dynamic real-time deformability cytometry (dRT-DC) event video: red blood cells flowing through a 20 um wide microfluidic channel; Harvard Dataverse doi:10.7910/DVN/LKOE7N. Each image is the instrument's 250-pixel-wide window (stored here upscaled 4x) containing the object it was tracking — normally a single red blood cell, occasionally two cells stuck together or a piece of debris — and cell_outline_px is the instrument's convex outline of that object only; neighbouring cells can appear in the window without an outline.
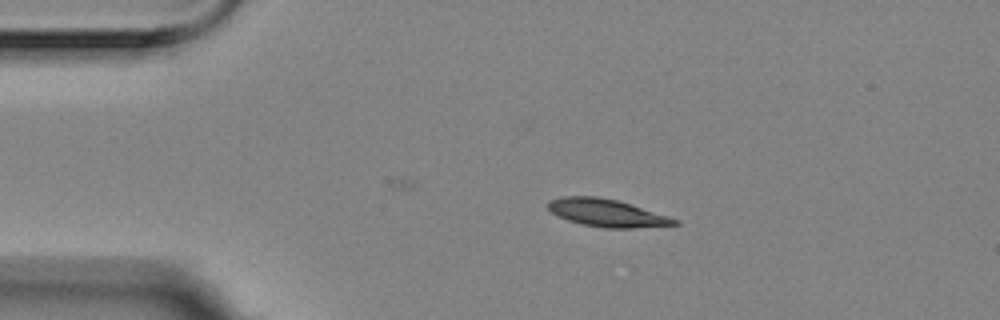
{"species": "Egyptian fruit bat (a non-hibernating species)", "species_latin": "Rousettus aegyptiacus", "temperature_condition": "room temperature", "stored_images_in_passage": 6, "camera_frame_rate_fps": 3000, "um_per_image_px": 0.085, "animal": {"sex": "female"}, "frame": {"image": 1, "passage_image": 1, "time_ms": 0.0, "image_size_px": [1000, 320], "cell_outline_px": [[680, 224], [632, 228], [604, 228], [584, 224], [568, 220], [552, 212], [548, 208], [548, 200], [564, 196], [596, 196], [616, 200], [668, 216], [680, 220]], "centroid_in_image_um": [51.58, 18.1], "position_along_channel_um": 33.4, "area_um2": 20.0}}
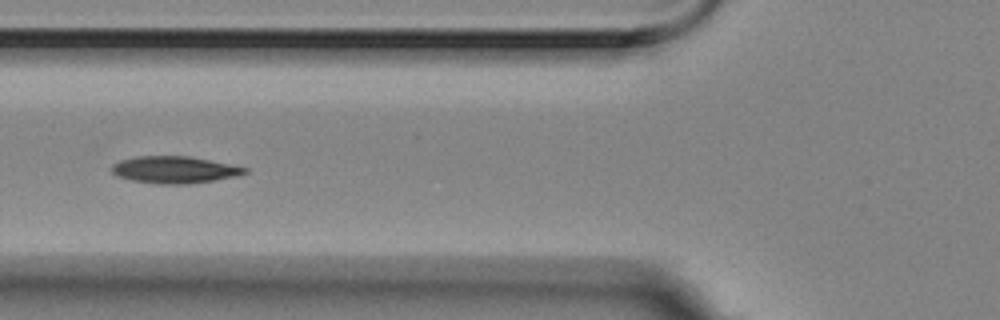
{"frame": {"image": 2, "passage_image": 4, "time_ms": 1.0, "image_size_px": [1000, 320], "cell_outline_px": [[248, 172], [236, 176], [216, 180], [188, 184], [156, 184], [132, 180], [116, 176], [112, 172], [112, 164], [120, 160], [136, 156], [188, 156], [248, 168]], "centroid_in_image_um": [14.8, 14.43], "position_along_channel_um": 111.0, "area_um2": 20.87}}
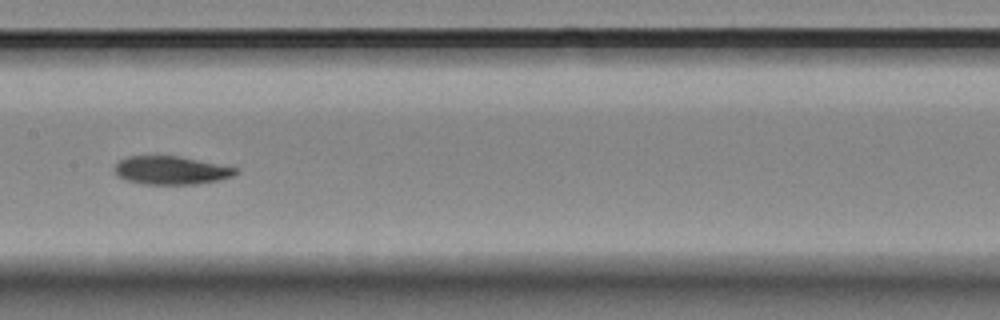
{"frame": {"image": 3, "passage_image": 6, "time_ms": 1.667, "image_size_px": [1000, 320], "cell_outline_px": [[240, 172], [232, 176], [220, 180], [196, 184], [140, 184], [124, 180], [116, 176], [116, 164], [120, 160], [128, 156], [180, 156], [236, 168]], "centroid_in_image_um": [14.52, 14.49], "position_along_channel_um": 192.9, "area_um2": 19.94}}